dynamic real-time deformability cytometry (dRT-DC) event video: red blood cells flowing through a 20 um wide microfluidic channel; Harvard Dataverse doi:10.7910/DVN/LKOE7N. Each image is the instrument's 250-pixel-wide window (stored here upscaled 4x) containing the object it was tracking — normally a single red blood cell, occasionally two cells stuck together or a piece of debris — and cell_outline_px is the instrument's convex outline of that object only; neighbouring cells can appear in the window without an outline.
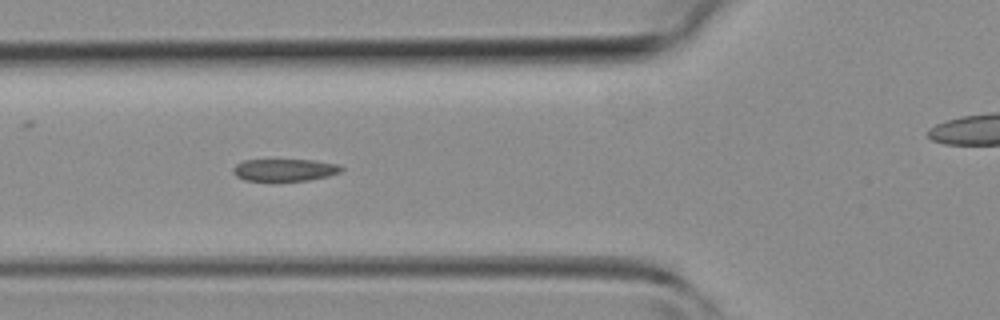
{"species": "common noctule bat (a hibernating species)", "species_latin": "Nyctalus noctula", "temperature_condition": "room temperature", "stored_images_in_passage": 24, "camera_frame_rate_fps": 3000, "um_per_image_px": 0.085, "animal": {"sex": "female", "body_mass_g": 19.3, "forearm_length_mm": 54.1}, "frame": {"image": 1, "passage_image": 8, "time_ms": 2.333, "image_size_px": [1000, 320], "cell_outline_px": [[344, 168], [340, 172], [328, 176], [308, 180], [272, 184], [244, 180], [236, 176], [232, 172], [232, 168], [236, 164], [244, 160], [312, 160], [340, 164]], "centroid_in_image_um": [24.15, 14.49], "position_along_channel_um": 101.7, "area_um2": 14.85}}
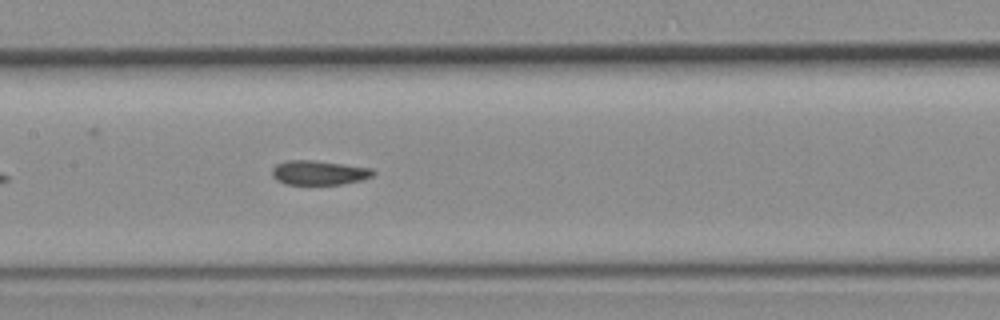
{"frame": {"image": 2, "passage_image": 13, "time_ms": 4.0, "image_size_px": [1000, 320], "cell_outline_px": [[376, 172], [372, 176], [364, 180], [340, 184], [284, 184], [276, 180], [272, 176], [272, 168], [276, 164], [288, 160], [312, 160], [372, 168]], "centroid_in_image_um": [27.1, 14.68], "position_along_channel_um": 180.3, "area_um2": 14.39}}
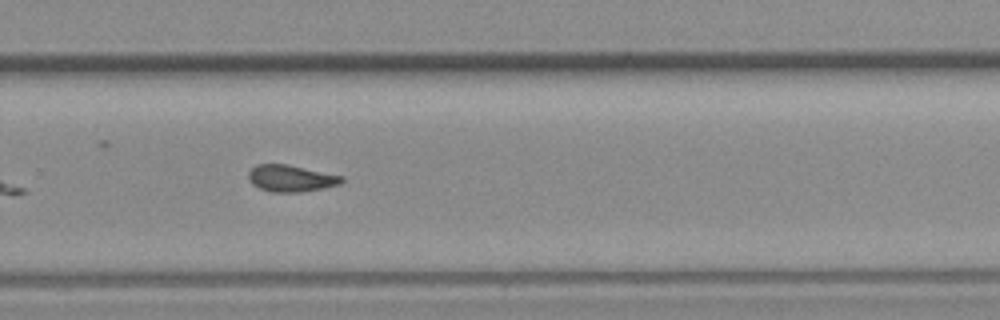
{"frame": {"image": 3, "passage_image": 21, "time_ms": 6.667, "image_size_px": [1000, 320], "cell_outline_px": [[344, 180], [340, 184], [324, 188], [300, 192], [272, 192], [260, 188], [252, 184], [248, 176], [248, 172], [256, 164], [288, 164], [344, 176]], "centroid_in_image_um": [24.75, 15.15], "position_along_channel_um": 305.1, "area_um2": 14.57}}